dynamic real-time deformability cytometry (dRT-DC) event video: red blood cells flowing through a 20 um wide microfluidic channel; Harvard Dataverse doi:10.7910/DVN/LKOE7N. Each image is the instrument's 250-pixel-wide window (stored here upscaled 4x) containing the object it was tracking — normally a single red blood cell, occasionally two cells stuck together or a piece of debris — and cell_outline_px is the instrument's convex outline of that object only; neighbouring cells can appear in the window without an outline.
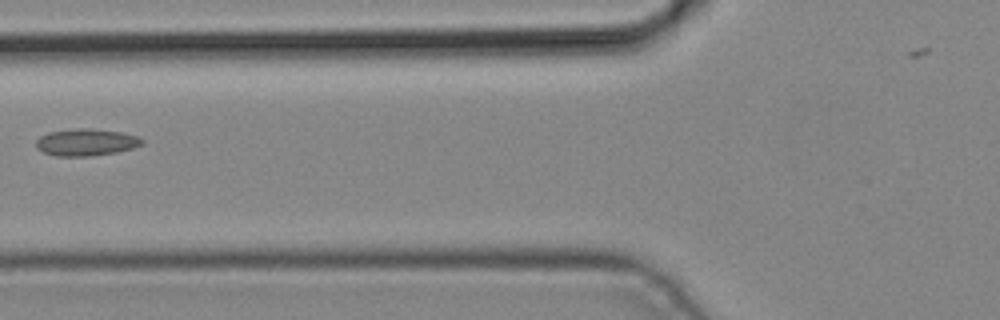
{"species": "common noctule bat (a hibernating species)", "species_latin": "Nyctalus noctula", "temperature_condition": "cold", "stored_images_in_passage": 2, "camera_frame_rate_fps": 3000, "um_per_image_px": 0.085, "animal": {"sex": "male", "body_mass_g": 19.2, "forearm_length_mm": 51.8}, "frame": {"image": 1, "passage_image": 2, "time_ms": 0.333, "image_size_px": [1000, 320], "cell_outline_px": [[144, 144], [132, 148], [116, 152], [88, 156], [56, 156], [44, 152], [36, 148], [36, 140], [40, 136], [48, 132], [76, 128], [88, 128], [120, 132], [136, 136], [144, 140]], "centroid_in_image_um": [7.3, 12.09], "position_along_channel_um": 118.5, "area_um2": 16.59}}